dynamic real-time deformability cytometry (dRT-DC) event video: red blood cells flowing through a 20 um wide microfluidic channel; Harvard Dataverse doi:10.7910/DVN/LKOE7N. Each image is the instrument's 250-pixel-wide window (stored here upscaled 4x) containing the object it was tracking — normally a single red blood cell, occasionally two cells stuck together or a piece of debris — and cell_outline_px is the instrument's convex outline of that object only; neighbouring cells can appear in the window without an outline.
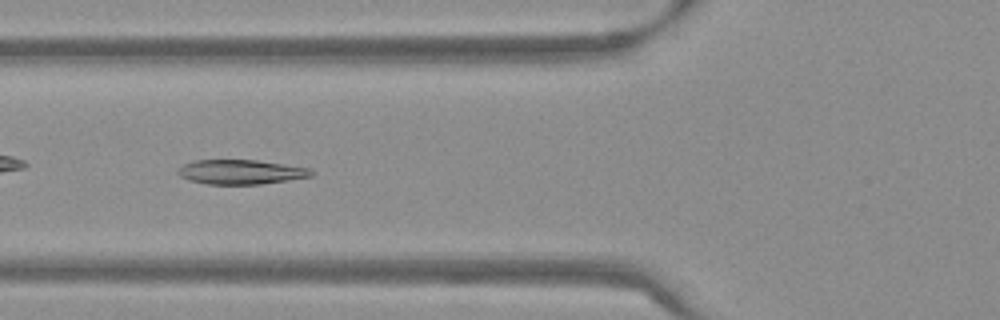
{"species": "Egyptian fruit bat (a non-hibernating species)", "species_latin": "Rousettus aegyptiacus", "temperature_condition": "warm", "stored_images_in_passage": 38, "camera_frame_rate_fps": 3000, "um_per_image_px": 0.085, "frame": {"image": 1, "passage_image": 5, "time_ms": 1.333, "image_size_px": [1000, 320], "cell_outline_px": [[312, 176], [288, 180], [260, 184], [208, 184], [188, 180], [180, 176], [176, 172], [184, 164], [192, 160], [256, 160], [308, 168], [312, 172]], "centroid_in_image_um": [20.41, 14.62], "position_along_channel_um": 105.4, "area_um2": 18.84}}
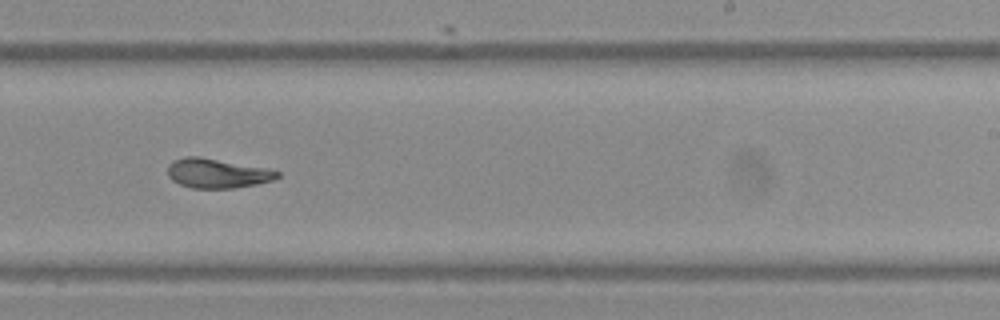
{"frame": {"image": 2, "passage_image": 18, "time_ms": 5.667, "image_size_px": [1000, 320], "cell_outline_px": [[280, 176], [272, 180], [256, 184], [232, 188], [192, 188], [180, 184], [172, 180], [168, 176], [168, 164], [184, 156], [200, 156], [268, 168], [280, 172]], "centroid_in_image_um": [18.46, 14.72], "position_along_channel_um": 270.5, "area_um2": 18.84}}
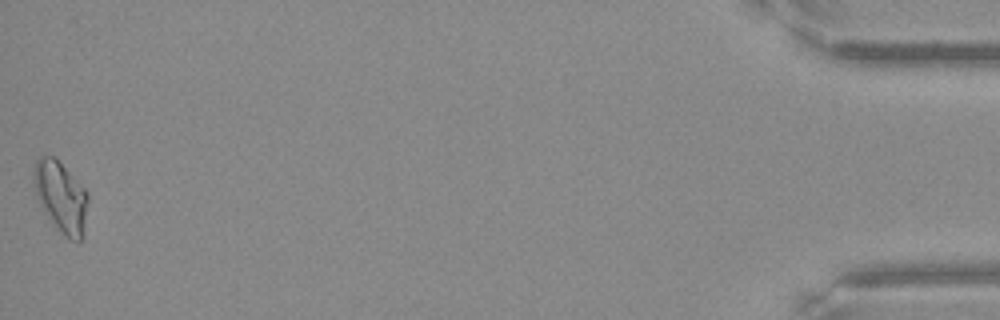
{"frame": {"image": 3, "passage_image": 38, "time_ms": 12.333, "image_size_px": [1000, 320], "cell_outline_px": [[88, 200], [84, 240], [72, 240], [44, 212], [40, 204], [32, 180], [32, 172], [36, 160], [40, 156], [56, 156], [88, 192]], "centroid_in_image_um": [5.19, 16.66], "position_along_channel_um": 430.0, "area_um2": 22.37}, "authors_computed_cell_mechanics": {"area_um2": 19.3341, "velocity_mm_per_s": 3.8027, "shape_relaxation_time_tau1_ms": 5.8195, "shape_relaxation_time_tau2_ms": 2.8795, "deformation_change_tau1": 0.1968, "deformation_change_tau2": 0.0892}}